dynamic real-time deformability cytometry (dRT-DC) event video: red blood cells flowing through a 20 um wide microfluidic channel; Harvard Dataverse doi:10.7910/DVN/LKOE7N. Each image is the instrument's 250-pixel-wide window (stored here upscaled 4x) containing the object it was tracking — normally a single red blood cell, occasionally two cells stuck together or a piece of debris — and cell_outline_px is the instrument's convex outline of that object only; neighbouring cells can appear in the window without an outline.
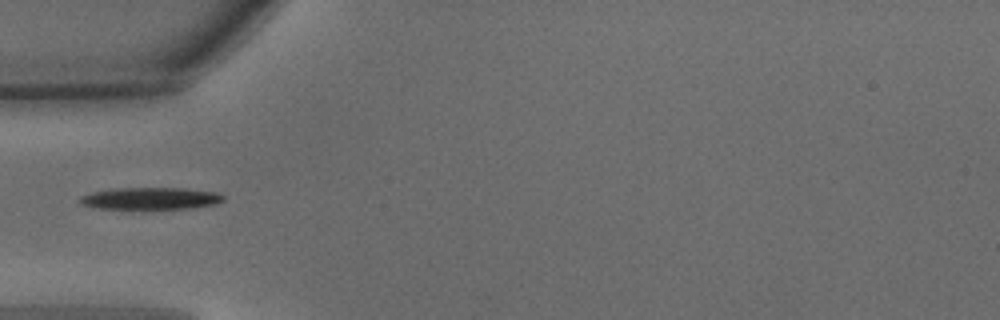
{"species": "common noctule bat (a hibernating species)", "species_latin": "Nyctalus noctula", "temperature_condition": "warm", "stored_images_in_passage": 34, "camera_frame_rate_fps": 3000, "um_per_image_px": 0.085, "animal": {"sex": "male", "body_mass_g": 15.6}, "frame": {"image": 1, "passage_image": 1, "time_ms": 0.0, "image_size_px": [1000, 320], "cell_outline_px": [[224, 200], [216, 204], [192, 208], [96, 208], [80, 204], [80, 196], [92, 192], [116, 188], [184, 188], [216, 192], [224, 196]], "centroid_in_image_um": [12.81, 16.86], "position_along_channel_um": 72.2, "area_um2": 18.21}}
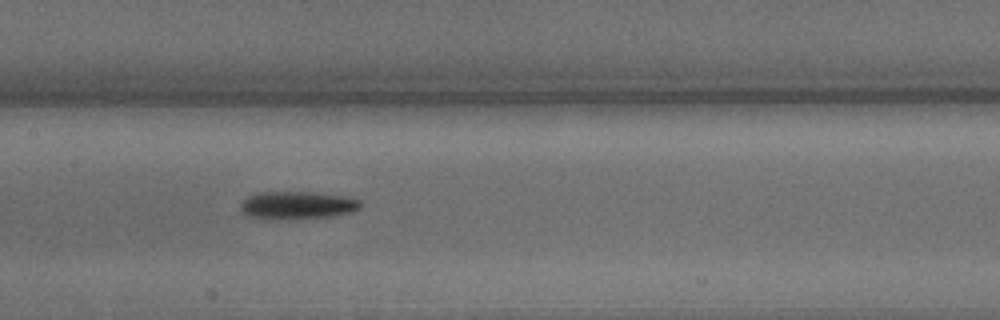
{"frame": {"image": 2, "passage_image": 9, "time_ms": 2.667, "image_size_px": [1000, 320], "cell_outline_px": [[364, 204], [360, 208], [352, 212], [332, 216], [284, 220], [272, 220], [248, 216], [240, 208], [240, 204], [248, 196], [260, 192], [316, 192], [352, 196], [360, 200]], "centroid_in_image_um": [25.34, 17.44], "position_along_channel_um": 182.1, "area_um2": 19.94}}
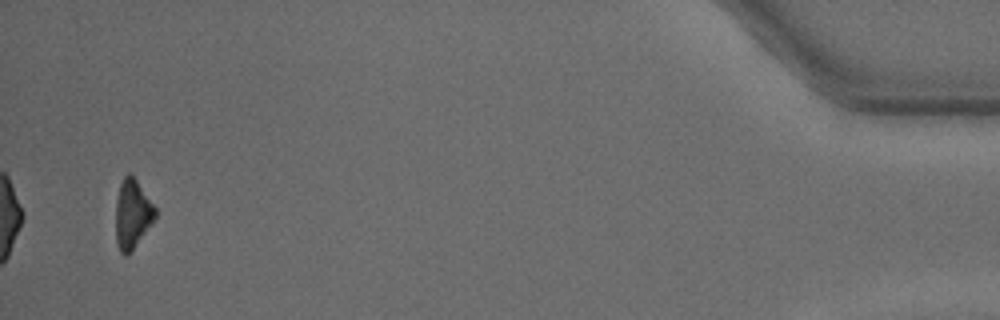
{"frame": {"image": 3, "passage_image": 33, "time_ms": 10.667, "image_size_px": [1000, 320], "cell_outline_px": [[156, 220], [132, 248], [124, 256], [120, 252], [116, 244], [116, 200], [120, 184], [124, 176], [128, 172], [136, 180], [156, 208]], "centroid_in_image_um": [11.25, 18.19], "position_along_channel_um": 423.9, "area_um2": 15.66}}